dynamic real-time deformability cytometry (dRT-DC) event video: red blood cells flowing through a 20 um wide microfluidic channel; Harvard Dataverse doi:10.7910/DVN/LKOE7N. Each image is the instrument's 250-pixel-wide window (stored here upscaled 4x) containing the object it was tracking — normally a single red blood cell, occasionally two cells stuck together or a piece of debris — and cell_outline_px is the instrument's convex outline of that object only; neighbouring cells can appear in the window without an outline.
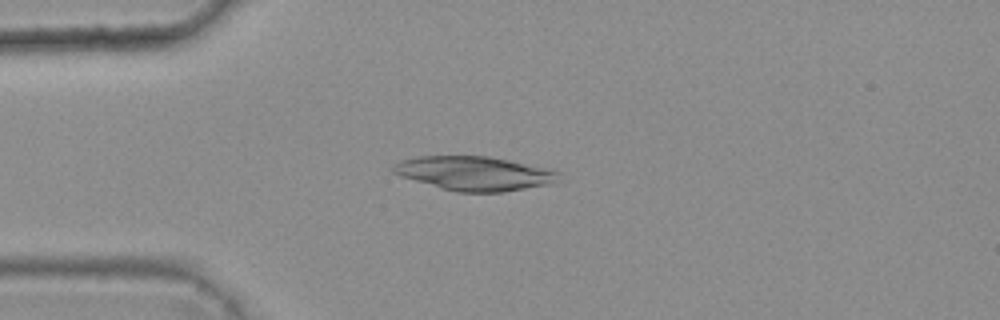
{"species": "common noctule bat (a hibernating species)", "species_latin": "Nyctalus noctula", "temperature_condition": "warm", "stored_images_in_passage": 6, "camera_frame_rate_fps": 3000, "um_per_image_px": 0.085, "animal": {"sex": "female", "body_mass_g": 25.1}, "frame": {"image": 1, "passage_image": 3, "time_ms": 0.667, "image_size_px": [1000, 320], "cell_outline_px": [[560, 172], [556, 184], [504, 192], [456, 192], [400, 176], [392, 172], [392, 164], [400, 160], [416, 156], [488, 156], [508, 160], [544, 168]], "centroid_in_image_um": [40.32, 14.74], "position_along_channel_um": 44.7, "area_um2": 32.95}}
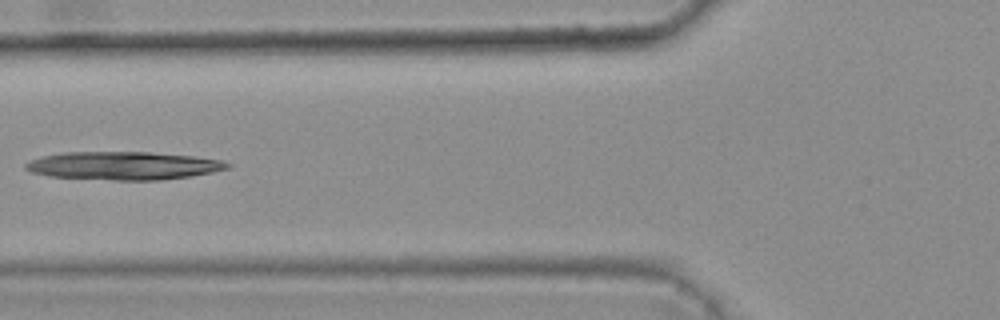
{"frame": {"image": 2, "passage_image": 5, "time_ms": 1.333, "image_size_px": [1000, 320], "cell_outline_px": [[232, 164], [228, 168], [212, 172], [192, 176], [160, 180], [112, 180], [52, 176], [32, 172], [24, 168], [24, 164], [32, 160], [44, 156], [64, 152], [148, 152], [192, 156], [220, 160]], "centroid_in_image_um": [10.51, 14.08], "position_along_channel_um": 115.3, "area_um2": 32.77}}
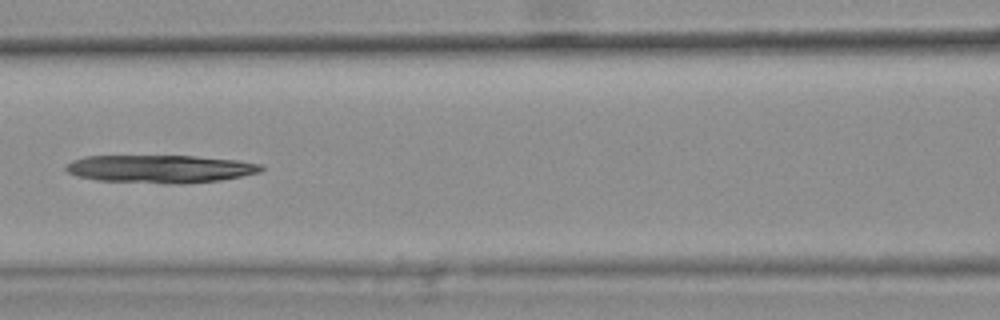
{"frame": {"image": 3, "passage_image": 6, "time_ms": 1.667, "image_size_px": [1000, 320], "cell_outline_px": [[264, 168], [260, 172], [220, 180], [184, 184], [164, 184], [96, 180], [76, 176], [68, 172], [64, 168], [64, 164], [72, 160], [84, 156], [196, 156], [236, 160], [260, 164]], "centroid_in_image_um": [13.56, 14.36], "position_along_channel_um": 153.0, "area_um2": 31.96}}